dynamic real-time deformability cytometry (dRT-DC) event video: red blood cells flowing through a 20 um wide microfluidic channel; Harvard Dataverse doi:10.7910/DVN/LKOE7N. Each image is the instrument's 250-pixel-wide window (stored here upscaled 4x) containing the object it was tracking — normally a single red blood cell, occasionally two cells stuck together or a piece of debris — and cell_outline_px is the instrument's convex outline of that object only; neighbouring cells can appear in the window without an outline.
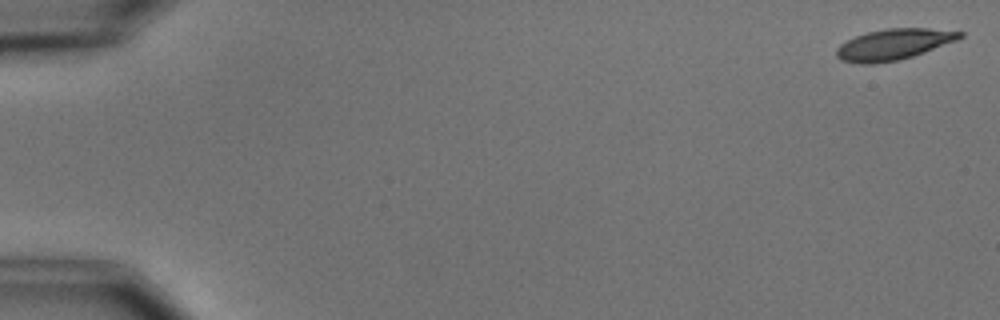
{"species": "common noctule bat (a hibernating species)", "species_latin": "Nyctalus noctula", "temperature_condition": "cold", "stored_images_in_passage": 5, "camera_frame_rate_fps": 3000, "um_per_image_px": 0.085, "animal": {"sex": "male", "body_mass_g": 15.6}, "frame": {"image": 1, "passage_image": 1, "time_ms": 0.0, "image_size_px": [1000, 320], "cell_outline_px": [[964, 36], [956, 40], [924, 52], [912, 56], [896, 60], [872, 64], [860, 64], [840, 60], [836, 56], [836, 48], [840, 44], [856, 36], [868, 32], [888, 28], [928, 28], [964, 32]], "centroid_in_image_um": [75.93, 3.77], "position_along_channel_um": 9.1, "area_um2": 22.02}}
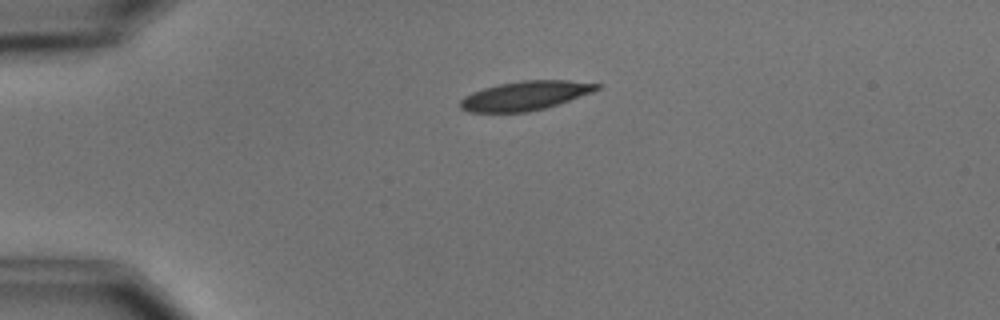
{"frame": {"image": 2, "passage_image": 4, "time_ms": 4.0, "image_size_px": [1000, 320], "cell_outline_px": [[604, 84], [600, 88], [592, 92], [544, 108], [528, 112], [468, 112], [460, 108], [460, 100], [464, 96], [472, 92], [496, 84], [520, 80], [568, 80]], "centroid_in_image_um": [44.62, 8.12], "position_along_channel_um": 40.4, "area_um2": 23.18}}